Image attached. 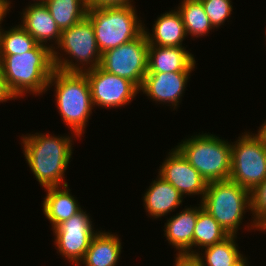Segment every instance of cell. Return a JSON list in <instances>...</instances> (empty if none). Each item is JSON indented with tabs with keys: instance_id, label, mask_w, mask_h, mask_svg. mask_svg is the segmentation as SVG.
Segmentation results:
<instances>
[{
	"instance_id": "6da1fadb",
	"label": "cell",
	"mask_w": 266,
	"mask_h": 266,
	"mask_svg": "<svg viewBox=\"0 0 266 266\" xmlns=\"http://www.w3.org/2000/svg\"><path fill=\"white\" fill-rule=\"evenodd\" d=\"M21 136L25 159L42 187H63L65 171L72 157L70 136L35 133Z\"/></svg>"
},
{
	"instance_id": "7a4b0ae2",
	"label": "cell",
	"mask_w": 266,
	"mask_h": 266,
	"mask_svg": "<svg viewBox=\"0 0 266 266\" xmlns=\"http://www.w3.org/2000/svg\"><path fill=\"white\" fill-rule=\"evenodd\" d=\"M54 69L53 51L41 44L23 54L0 55V73L16 98L46 92Z\"/></svg>"
},
{
	"instance_id": "3957f363",
	"label": "cell",
	"mask_w": 266,
	"mask_h": 266,
	"mask_svg": "<svg viewBox=\"0 0 266 266\" xmlns=\"http://www.w3.org/2000/svg\"><path fill=\"white\" fill-rule=\"evenodd\" d=\"M55 86L56 105L64 123L81 137L92 114L93 102L88 78L84 72L54 69L48 88Z\"/></svg>"
},
{
	"instance_id": "277c9868",
	"label": "cell",
	"mask_w": 266,
	"mask_h": 266,
	"mask_svg": "<svg viewBox=\"0 0 266 266\" xmlns=\"http://www.w3.org/2000/svg\"><path fill=\"white\" fill-rule=\"evenodd\" d=\"M210 182L226 181L231 172V143L213 134H198L175 147Z\"/></svg>"
},
{
	"instance_id": "5b68a950",
	"label": "cell",
	"mask_w": 266,
	"mask_h": 266,
	"mask_svg": "<svg viewBox=\"0 0 266 266\" xmlns=\"http://www.w3.org/2000/svg\"><path fill=\"white\" fill-rule=\"evenodd\" d=\"M135 10L133 6L88 8L86 17L92 23L101 54L137 38L144 31Z\"/></svg>"
},
{
	"instance_id": "8992f818",
	"label": "cell",
	"mask_w": 266,
	"mask_h": 266,
	"mask_svg": "<svg viewBox=\"0 0 266 266\" xmlns=\"http://www.w3.org/2000/svg\"><path fill=\"white\" fill-rule=\"evenodd\" d=\"M200 202L229 235L237 234L244 213L251 210L250 191L230 180L208 183Z\"/></svg>"
},
{
	"instance_id": "52a82bcc",
	"label": "cell",
	"mask_w": 266,
	"mask_h": 266,
	"mask_svg": "<svg viewBox=\"0 0 266 266\" xmlns=\"http://www.w3.org/2000/svg\"><path fill=\"white\" fill-rule=\"evenodd\" d=\"M57 47L60 48L59 51L64 50L63 52H66L71 59H62L61 57L63 56H60V52L55 49L53 51V63L58 70L84 72L100 66L101 52L97 47L92 23L87 17L70 28L62 30L61 39ZM71 57L74 60L76 59L75 62L77 61L78 63H74Z\"/></svg>"
},
{
	"instance_id": "ba28073f",
	"label": "cell",
	"mask_w": 266,
	"mask_h": 266,
	"mask_svg": "<svg viewBox=\"0 0 266 266\" xmlns=\"http://www.w3.org/2000/svg\"><path fill=\"white\" fill-rule=\"evenodd\" d=\"M240 136L231 142L229 180L251 192L266 180V139L259 131Z\"/></svg>"
},
{
	"instance_id": "9c48e42d",
	"label": "cell",
	"mask_w": 266,
	"mask_h": 266,
	"mask_svg": "<svg viewBox=\"0 0 266 266\" xmlns=\"http://www.w3.org/2000/svg\"><path fill=\"white\" fill-rule=\"evenodd\" d=\"M148 40L143 31L137 38L101 54L100 67L141 87L148 66Z\"/></svg>"
},
{
	"instance_id": "30bf717a",
	"label": "cell",
	"mask_w": 266,
	"mask_h": 266,
	"mask_svg": "<svg viewBox=\"0 0 266 266\" xmlns=\"http://www.w3.org/2000/svg\"><path fill=\"white\" fill-rule=\"evenodd\" d=\"M90 216L81 210L53 229L56 249L64 258L79 266L89 248L94 230Z\"/></svg>"
},
{
	"instance_id": "8fae6325",
	"label": "cell",
	"mask_w": 266,
	"mask_h": 266,
	"mask_svg": "<svg viewBox=\"0 0 266 266\" xmlns=\"http://www.w3.org/2000/svg\"><path fill=\"white\" fill-rule=\"evenodd\" d=\"M95 107H121L129 104L139 93V88L130 80L103 70L100 66L84 71Z\"/></svg>"
},
{
	"instance_id": "7c38bea8",
	"label": "cell",
	"mask_w": 266,
	"mask_h": 266,
	"mask_svg": "<svg viewBox=\"0 0 266 266\" xmlns=\"http://www.w3.org/2000/svg\"><path fill=\"white\" fill-rule=\"evenodd\" d=\"M159 176L172 184L184 197L199 195L203 199L207 181L175 148L171 149L165 161L160 165Z\"/></svg>"
},
{
	"instance_id": "4fadbf2b",
	"label": "cell",
	"mask_w": 266,
	"mask_h": 266,
	"mask_svg": "<svg viewBox=\"0 0 266 266\" xmlns=\"http://www.w3.org/2000/svg\"><path fill=\"white\" fill-rule=\"evenodd\" d=\"M191 72L147 73L139 88L155 103L169 104L177 108L185 91Z\"/></svg>"
},
{
	"instance_id": "5bb4252c",
	"label": "cell",
	"mask_w": 266,
	"mask_h": 266,
	"mask_svg": "<svg viewBox=\"0 0 266 266\" xmlns=\"http://www.w3.org/2000/svg\"><path fill=\"white\" fill-rule=\"evenodd\" d=\"M22 22L20 24L29 34L33 36L37 44L48 46L52 51L54 45L59 44L62 31L57 26L45 4H31L23 10ZM55 41L56 44L46 45L47 41Z\"/></svg>"
},
{
	"instance_id": "9a60e30c",
	"label": "cell",
	"mask_w": 266,
	"mask_h": 266,
	"mask_svg": "<svg viewBox=\"0 0 266 266\" xmlns=\"http://www.w3.org/2000/svg\"><path fill=\"white\" fill-rule=\"evenodd\" d=\"M195 64L186 47H148L147 73L192 72Z\"/></svg>"
},
{
	"instance_id": "2e32d148",
	"label": "cell",
	"mask_w": 266,
	"mask_h": 266,
	"mask_svg": "<svg viewBox=\"0 0 266 266\" xmlns=\"http://www.w3.org/2000/svg\"><path fill=\"white\" fill-rule=\"evenodd\" d=\"M198 218V207L185 208L165 223L164 235L169 244L176 250L177 254L195 255L197 252L193 250V236L196 220Z\"/></svg>"
},
{
	"instance_id": "e0dca14e",
	"label": "cell",
	"mask_w": 266,
	"mask_h": 266,
	"mask_svg": "<svg viewBox=\"0 0 266 266\" xmlns=\"http://www.w3.org/2000/svg\"><path fill=\"white\" fill-rule=\"evenodd\" d=\"M157 177L143 196L146 213L155 219L174 211L183 201L182 194L172 184Z\"/></svg>"
},
{
	"instance_id": "ac0fdd59",
	"label": "cell",
	"mask_w": 266,
	"mask_h": 266,
	"mask_svg": "<svg viewBox=\"0 0 266 266\" xmlns=\"http://www.w3.org/2000/svg\"><path fill=\"white\" fill-rule=\"evenodd\" d=\"M153 34L144 32L149 46L183 47L182 42L187 37L180 12L171 10L161 14L153 24Z\"/></svg>"
},
{
	"instance_id": "d6986e66",
	"label": "cell",
	"mask_w": 266,
	"mask_h": 266,
	"mask_svg": "<svg viewBox=\"0 0 266 266\" xmlns=\"http://www.w3.org/2000/svg\"><path fill=\"white\" fill-rule=\"evenodd\" d=\"M60 188H45L47 195L42 203L43 213L50 221L52 229L82 210L78 200L70 194L68 185L63 186V189Z\"/></svg>"
},
{
	"instance_id": "ffe728a7",
	"label": "cell",
	"mask_w": 266,
	"mask_h": 266,
	"mask_svg": "<svg viewBox=\"0 0 266 266\" xmlns=\"http://www.w3.org/2000/svg\"><path fill=\"white\" fill-rule=\"evenodd\" d=\"M121 245L117 234L98 231L81 262L85 266H116L121 254Z\"/></svg>"
},
{
	"instance_id": "44dd1931",
	"label": "cell",
	"mask_w": 266,
	"mask_h": 266,
	"mask_svg": "<svg viewBox=\"0 0 266 266\" xmlns=\"http://www.w3.org/2000/svg\"><path fill=\"white\" fill-rule=\"evenodd\" d=\"M60 30L70 28L87 15V0H46L44 2Z\"/></svg>"
},
{
	"instance_id": "7402d4cb",
	"label": "cell",
	"mask_w": 266,
	"mask_h": 266,
	"mask_svg": "<svg viewBox=\"0 0 266 266\" xmlns=\"http://www.w3.org/2000/svg\"><path fill=\"white\" fill-rule=\"evenodd\" d=\"M236 237L237 235H230L220 243L203 248L205 249L203 255L197 251L195 256L202 266H233L244 257L238 250Z\"/></svg>"
},
{
	"instance_id": "603a6c76",
	"label": "cell",
	"mask_w": 266,
	"mask_h": 266,
	"mask_svg": "<svg viewBox=\"0 0 266 266\" xmlns=\"http://www.w3.org/2000/svg\"><path fill=\"white\" fill-rule=\"evenodd\" d=\"M198 218L194 228L193 247L202 248L220 243L230 235L224 228L203 208L200 202Z\"/></svg>"
},
{
	"instance_id": "cb8c5ba5",
	"label": "cell",
	"mask_w": 266,
	"mask_h": 266,
	"mask_svg": "<svg viewBox=\"0 0 266 266\" xmlns=\"http://www.w3.org/2000/svg\"><path fill=\"white\" fill-rule=\"evenodd\" d=\"M177 10L181 14L187 36L202 37L214 29L200 0H183Z\"/></svg>"
},
{
	"instance_id": "d4e9b609",
	"label": "cell",
	"mask_w": 266,
	"mask_h": 266,
	"mask_svg": "<svg viewBox=\"0 0 266 266\" xmlns=\"http://www.w3.org/2000/svg\"><path fill=\"white\" fill-rule=\"evenodd\" d=\"M37 42L20 24L0 32V55L23 54L32 50Z\"/></svg>"
},
{
	"instance_id": "484cf974",
	"label": "cell",
	"mask_w": 266,
	"mask_h": 266,
	"mask_svg": "<svg viewBox=\"0 0 266 266\" xmlns=\"http://www.w3.org/2000/svg\"><path fill=\"white\" fill-rule=\"evenodd\" d=\"M250 199L253 223L251 221V226L247 225V227L264 232L266 230V180L250 192Z\"/></svg>"
},
{
	"instance_id": "4316f807",
	"label": "cell",
	"mask_w": 266,
	"mask_h": 266,
	"mask_svg": "<svg viewBox=\"0 0 266 266\" xmlns=\"http://www.w3.org/2000/svg\"><path fill=\"white\" fill-rule=\"evenodd\" d=\"M212 26L218 28L228 20L232 12L231 0H200Z\"/></svg>"
},
{
	"instance_id": "83f0119b",
	"label": "cell",
	"mask_w": 266,
	"mask_h": 266,
	"mask_svg": "<svg viewBox=\"0 0 266 266\" xmlns=\"http://www.w3.org/2000/svg\"><path fill=\"white\" fill-rule=\"evenodd\" d=\"M133 0H87L88 8H103L116 6H133Z\"/></svg>"
},
{
	"instance_id": "f1b7e54d",
	"label": "cell",
	"mask_w": 266,
	"mask_h": 266,
	"mask_svg": "<svg viewBox=\"0 0 266 266\" xmlns=\"http://www.w3.org/2000/svg\"><path fill=\"white\" fill-rule=\"evenodd\" d=\"M175 260V266H202L195 255L177 254Z\"/></svg>"
},
{
	"instance_id": "f546056e",
	"label": "cell",
	"mask_w": 266,
	"mask_h": 266,
	"mask_svg": "<svg viewBox=\"0 0 266 266\" xmlns=\"http://www.w3.org/2000/svg\"><path fill=\"white\" fill-rule=\"evenodd\" d=\"M15 100L17 99L8 89L5 79L0 73V103L6 102L8 100Z\"/></svg>"
},
{
	"instance_id": "4dcf8cb0",
	"label": "cell",
	"mask_w": 266,
	"mask_h": 266,
	"mask_svg": "<svg viewBox=\"0 0 266 266\" xmlns=\"http://www.w3.org/2000/svg\"><path fill=\"white\" fill-rule=\"evenodd\" d=\"M11 2L10 0H0V24L3 21V18L6 17L7 12L10 11L9 8H11ZM2 31V27L0 25V32Z\"/></svg>"
},
{
	"instance_id": "1f68e13d",
	"label": "cell",
	"mask_w": 266,
	"mask_h": 266,
	"mask_svg": "<svg viewBox=\"0 0 266 266\" xmlns=\"http://www.w3.org/2000/svg\"><path fill=\"white\" fill-rule=\"evenodd\" d=\"M233 266H248L247 261H246V257H242L236 264H234Z\"/></svg>"
},
{
	"instance_id": "d6a6232c",
	"label": "cell",
	"mask_w": 266,
	"mask_h": 266,
	"mask_svg": "<svg viewBox=\"0 0 266 266\" xmlns=\"http://www.w3.org/2000/svg\"><path fill=\"white\" fill-rule=\"evenodd\" d=\"M266 139V121H264V124L262 123L261 127H259L258 130Z\"/></svg>"
},
{
	"instance_id": "836d02e7",
	"label": "cell",
	"mask_w": 266,
	"mask_h": 266,
	"mask_svg": "<svg viewBox=\"0 0 266 266\" xmlns=\"http://www.w3.org/2000/svg\"><path fill=\"white\" fill-rule=\"evenodd\" d=\"M46 0H34V3L33 4H44Z\"/></svg>"
}]
</instances>
